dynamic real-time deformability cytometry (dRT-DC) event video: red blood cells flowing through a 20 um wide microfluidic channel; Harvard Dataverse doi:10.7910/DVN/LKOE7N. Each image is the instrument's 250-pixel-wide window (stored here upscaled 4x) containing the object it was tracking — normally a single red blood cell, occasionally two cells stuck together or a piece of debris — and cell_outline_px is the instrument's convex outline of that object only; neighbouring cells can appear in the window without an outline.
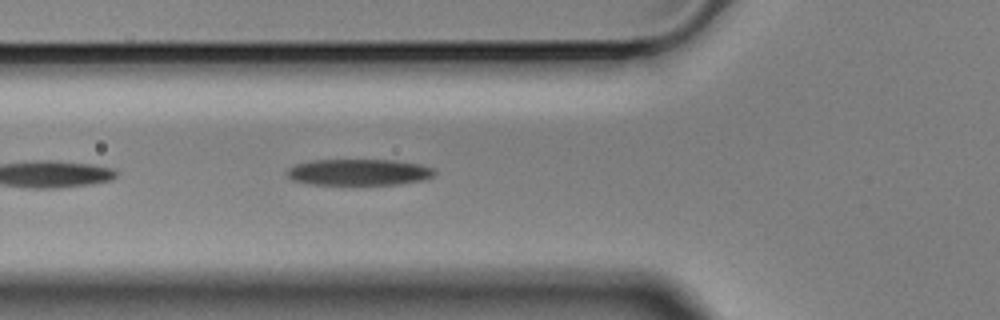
{"species": "Egyptian fruit bat (a non-hibernating species)", "species_latin": "Rousettus aegyptiacus", "temperature_condition": "cold", "stored_images_in_passage": 11, "camera_frame_rate_fps": 3000, "um_per_image_px": 0.085, "animal": {"sex": "male"}, "frame": {"image": 1, "passage_image": 5, "time_ms": 1.333, "image_size_px": [1000, 320], "cell_outline_px": [[436, 172], [432, 176], [424, 180], [400, 184], [312, 184], [292, 180], [284, 172], [288, 168], [296, 164], [308, 160], [396, 160], [420, 164], [432, 168]], "centroid_in_image_um": [30.48, 14.63], "position_along_channel_um": 95.3, "area_um2": 22.66}}